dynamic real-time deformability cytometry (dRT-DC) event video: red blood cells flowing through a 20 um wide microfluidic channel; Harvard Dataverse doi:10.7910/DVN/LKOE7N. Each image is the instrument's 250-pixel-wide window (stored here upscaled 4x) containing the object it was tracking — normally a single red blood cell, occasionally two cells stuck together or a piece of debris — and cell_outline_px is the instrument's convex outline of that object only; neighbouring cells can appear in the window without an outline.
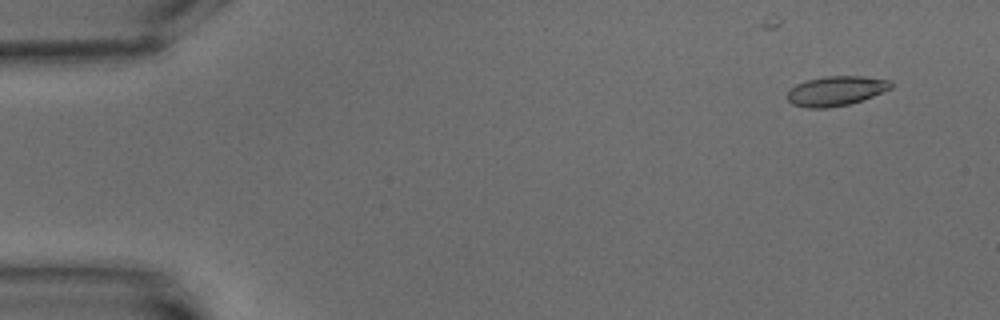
{"species": "common noctule bat (a hibernating species)", "species_latin": "Nyctalus noctula", "temperature_condition": "warm", "stored_images_in_passage": 17, "camera_frame_rate_fps": 3000, "um_per_image_px": 0.085, "animal": {"sex": "male", "body_mass_g": 15.6}, "frame": {"image": 1, "passage_image": 2, "time_ms": 1.333, "image_size_px": [1000, 320], "cell_outline_px": [[892, 88], [872, 96], [848, 104], [828, 108], [808, 108], [792, 104], [788, 100], [788, 92], [796, 84], [808, 80], [824, 76], [864, 76], [892, 80]], "centroid_in_image_um": [71.07, 7.72], "position_along_channel_um": 13.9, "area_um2": 17.8}}
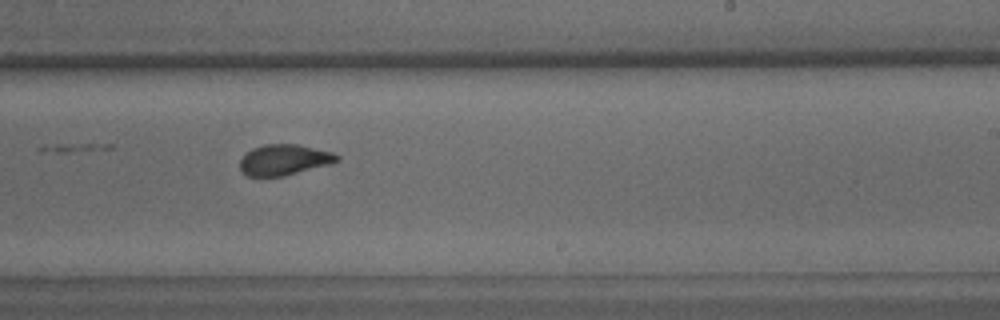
{"frame": {"image": 2, "passage_image": 11, "time_ms": 12.667, "image_size_px": [1000, 320], "cell_outline_px": [[340, 160], [328, 164], [284, 176], [248, 176], [240, 168], [240, 160], [252, 148], [264, 144], [296, 144], [332, 152], [340, 156]], "centroid_in_image_um": [24.15, 13.57], "position_along_channel_um": 264.8, "area_um2": 17.11}}
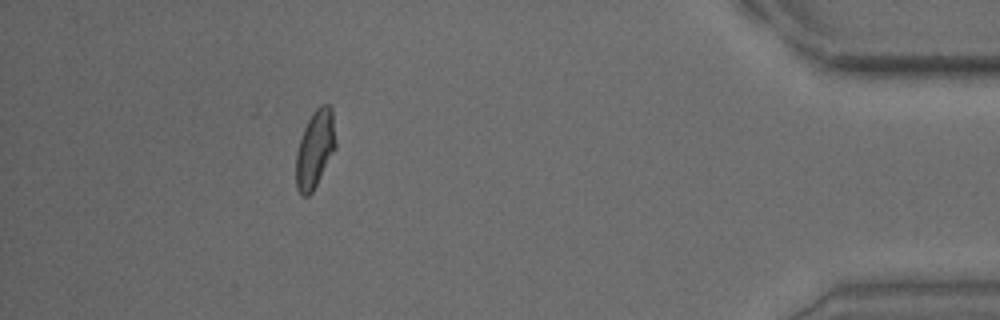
{"frame": {"image": 3, "passage_image": 16, "time_ms": 18.667, "image_size_px": [1000, 320], "cell_outline_px": [[336, 148], [312, 192], [308, 196], [300, 196], [296, 188], [296, 152], [304, 128], [312, 112], [320, 104], [328, 104], [332, 108], [336, 144]], "centroid_in_image_um": [26.77, 12.67], "position_along_channel_um": 408.4, "area_um2": 17.98}, "authors_computed_cell_mechanics": {"area_um2": 17.8602, "velocity_mm_per_s": 3.2493, "shape_relaxation_time_tau1_ms": 3.2708, "shape_relaxation_time_tau2_ms": 0.6425, "deformation_change_tau1": 0.1391, "deformation_change_tau2": 0.0643}}